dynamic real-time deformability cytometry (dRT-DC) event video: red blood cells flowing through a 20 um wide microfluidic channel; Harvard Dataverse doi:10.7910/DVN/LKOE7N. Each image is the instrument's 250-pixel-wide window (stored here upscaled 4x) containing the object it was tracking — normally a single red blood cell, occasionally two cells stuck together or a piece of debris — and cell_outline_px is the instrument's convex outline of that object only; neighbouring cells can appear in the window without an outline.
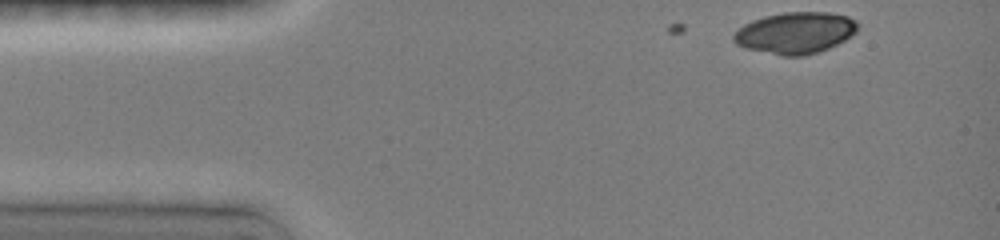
{"species": "common noctule bat (a hibernating species)", "species_latin": "Nyctalus noctula", "temperature_condition": "room temperature", "stored_images_in_passage": 3, "camera_frame_rate_fps": 3000, "um_per_image_px": 0.085, "animal": {"sex": "female", "body_mass_g": 19.0, "forearm_length_mm": 51.5}, "frame": {"image": 1, "passage_image": 3, "time_ms": 0.333, "image_size_px": [1000, 240], "cell_outline_px": [[856, 32], [852, 36], [820, 52], [804, 56], [780, 56], [748, 48], [736, 44], [732, 40], [732, 36], [744, 24], [752, 20], [764, 16], [784, 12], [828, 12], [848, 16], [856, 24]], "centroid_in_image_um": [67.58, 2.8], "position_along_channel_um": 17.4, "area_um2": 29.88}}